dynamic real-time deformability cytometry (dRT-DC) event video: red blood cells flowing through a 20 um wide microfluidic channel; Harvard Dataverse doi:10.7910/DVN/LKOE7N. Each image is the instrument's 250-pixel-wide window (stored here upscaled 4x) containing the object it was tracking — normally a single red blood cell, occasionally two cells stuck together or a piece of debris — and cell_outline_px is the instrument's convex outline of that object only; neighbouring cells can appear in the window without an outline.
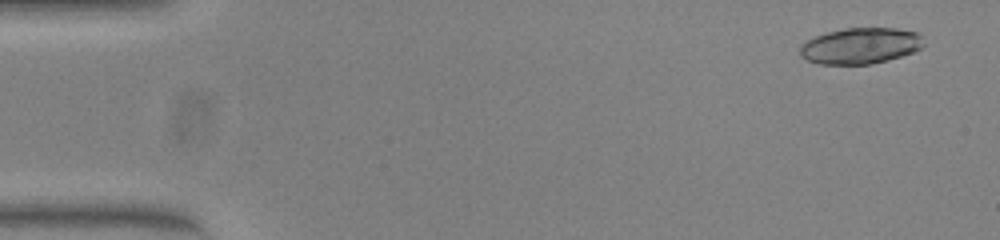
{"species": "common noctule bat (a hibernating species)", "species_latin": "Nyctalus noctula", "temperature_condition": "warm", "stored_images_in_passage": 53, "camera_frame_rate_fps": 3000, "um_per_image_px": 0.085, "animal": {"sex": "female", "body_mass_g": 23.0, "forearm_length_mm": 53.4}, "frame": {"image": 1, "passage_image": 3, "time_ms": 0.667, "image_size_px": [1000, 240], "cell_outline_px": [[924, 44], [920, 48], [912, 52], [900, 56], [872, 64], [820, 64], [808, 60], [800, 56], [800, 44], [816, 36], [828, 32], [844, 28], [896, 28], [916, 32], [920, 36]], "centroid_in_image_um": [73.11, 3.89], "position_along_channel_um": 11.9, "area_um2": 25.78}}
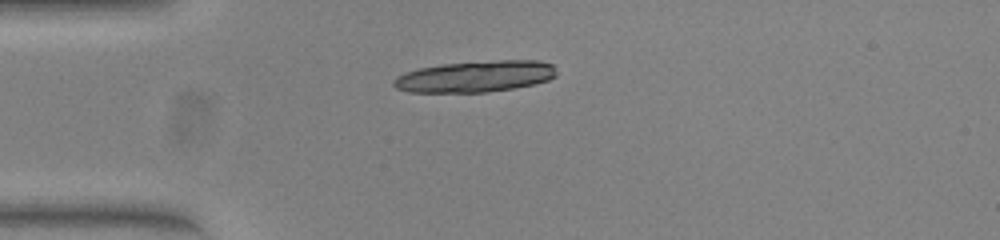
{"frame": {"image": 2, "passage_image": 14, "time_ms": 4.333, "image_size_px": [1000, 240], "cell_outline_px": [[556, 76], [548, 80], [532, 84], [512, 88], [484, 92], [408, 92], [396, 88], [392, 84], [392, 80], [396, 76], [404, 72], [420, 68], [444, 64], [500, 60], [536, 60], [552, 64], [556, 72]], "centroid_in_image_um": [40.36, 6.5], "position_along_channel_um": 44.6, "area_um2": 29.54}}